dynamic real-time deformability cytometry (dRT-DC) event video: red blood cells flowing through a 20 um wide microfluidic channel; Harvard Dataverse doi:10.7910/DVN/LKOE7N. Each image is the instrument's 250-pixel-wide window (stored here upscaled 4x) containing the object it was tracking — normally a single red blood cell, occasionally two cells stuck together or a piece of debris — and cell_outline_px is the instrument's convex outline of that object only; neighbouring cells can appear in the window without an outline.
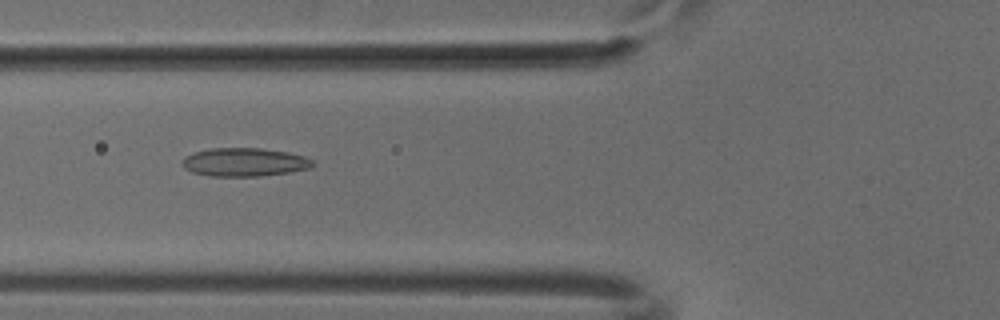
{"species": "common noctule bat (a hibernating species)", "species_latin": "Nyctalus noctula", "temperature_condition": "cold", "stored_images_in_passage": 45, "camera_frame_rate_fps": 3000, "um_per_image_px": 0.085, "animal": {"sex": "male", "body_mass_g": 18.8}, "frame": {"image": 1, "passage_image": 14, "time_ms": 4.333, "image_size_px": [1000, 320], "cell_outline_px": [[316, 164], [312, 168], [292, 172], [260, 176], [212, 176], [192, 172], [184, 168], [184, 156], [208, 148], [260, 148], [288, 152], [304, 156], [312, 160]], "centroid_in_image_um": [20.83, 13.78], "position_along_channel_um": 105.0, "area_um2": 21.68}}
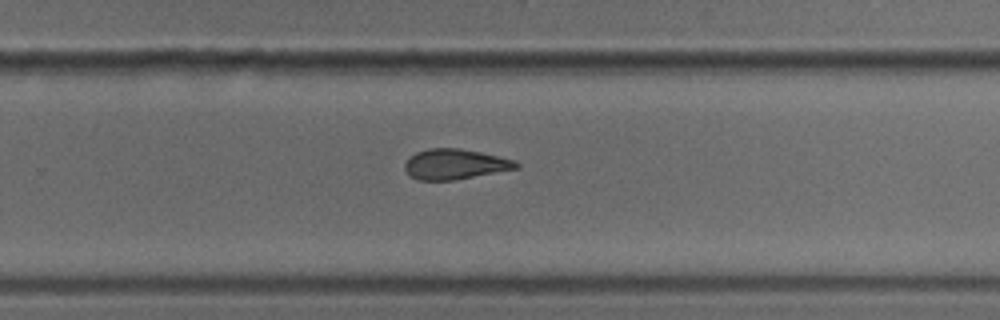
{"frame": {"image": 2, "passage_image": 28, "time_ms": 9.0, "image_size_px": [1000, 320], "cell_outline_px": [[520, 168], [452, 180], [416, 180], [404, 168], [404, 164], [416, 152], [428, 148], [460, 148], [480, 152], [516, 160], [520, 164]], "centroid_in_image_um": [38.71, 13.95], "position_along_channel_um": 291.1, "area_um2": 19.54}}
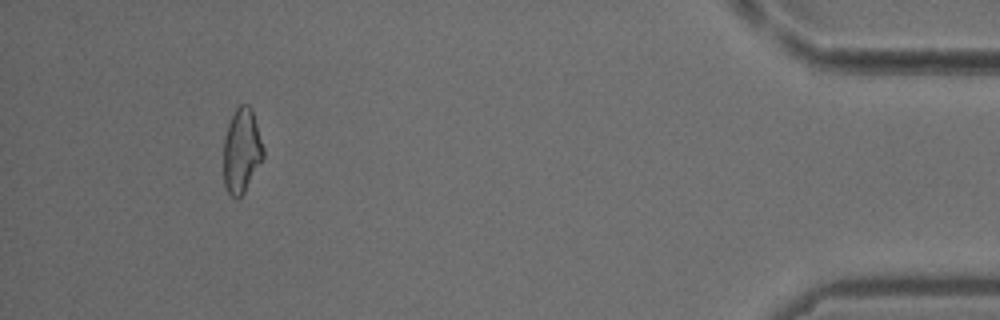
{"frame": {"image": 3, "passage_image": 42, "time_ms": 13.667, "image_size_px": [1000, 320], "cell_outline_px": [[264, 156], [244, 192], [240, 196], [232, 196], [228, 192], [224, 184], [224, 140], [228, 124], [236, 108], [240, 104], [248, 104], [252, 108], [264, 148]], "centroid_in_image_um": [20.55, 12.77], "position_along_channel_um": 414.7, "area_um2": 19.36}}